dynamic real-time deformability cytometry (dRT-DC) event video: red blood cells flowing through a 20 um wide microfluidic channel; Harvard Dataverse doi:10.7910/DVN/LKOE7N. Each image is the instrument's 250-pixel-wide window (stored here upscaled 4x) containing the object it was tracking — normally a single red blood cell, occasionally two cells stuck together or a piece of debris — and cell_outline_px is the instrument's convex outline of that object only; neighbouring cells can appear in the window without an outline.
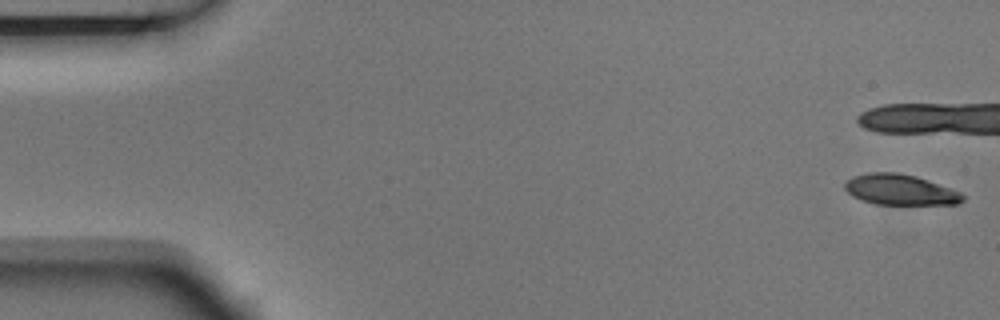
{"species": "Egyptian fruit bat (a non-hibernating species)", "species_latin": "Rousettus aegyptiacus", "temperature_condition": "room temperature", "stored_images_in_passage": 7, "segment_of_instrument_passage": [1, 2], "camera_frame_rate_fps": 3000, "um_per_image_px": 0.085, "animal": {"sex": "male"}, "frame": {"image": 1, "passage_image": 1, "time_ms": 0.0, "image_size_px": [1000, 320], "cell_outline_px": [[964, 200], [956, 204], [876, 204], [860, 200], [852, 196], [844, 188], [844, 180], [852, 176], [868, 172], [896, 172], [916, 176], [928, 180], [960, 192], [964, 196]], "centroid_in_image_um": [76.45, 16.11], "position_along_channel_um": 8.5, "area_um2": 21.1}}
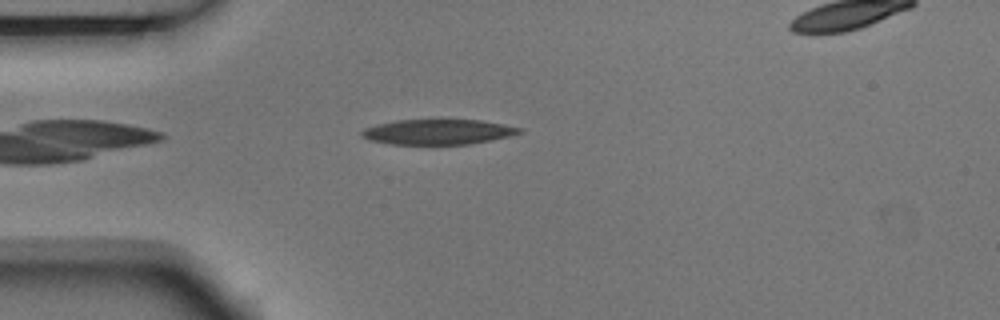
{"frame": {"image": 2, "passage_image": 6, "time_ms": 1.667, "image_size_px": [1000, 320], "cell_outline_px": [[524, 132], [508, 136], [468, 144], [388, 144], [368, 140], [360, 136], [360, 132], [364, 128], [376, 124], [396, 120], [480, 120], [504, 124], [524, 128]], "centroid_in_image_um": [37.19, 11.21], "position_along_channel_um": 47.8, "area_um2": 23.18}}